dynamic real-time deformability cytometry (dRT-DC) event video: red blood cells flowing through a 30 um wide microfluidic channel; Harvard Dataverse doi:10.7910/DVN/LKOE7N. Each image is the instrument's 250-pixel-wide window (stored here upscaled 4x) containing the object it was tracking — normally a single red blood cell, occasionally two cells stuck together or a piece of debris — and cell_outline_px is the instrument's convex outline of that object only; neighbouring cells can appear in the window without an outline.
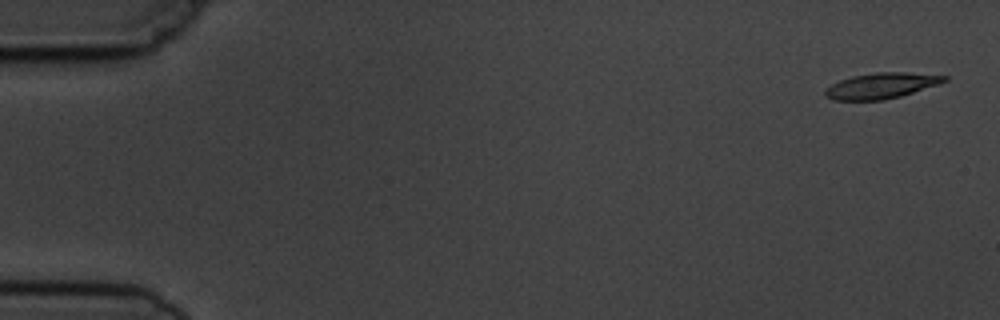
{"species": "common noctule bat (a hibernating species)", "species_latin": "Nyctalus noctula", "temperature_condition": "cold", "stored_images_in_passage": 4, "camera_frame_rate_fps": 3000, "um_per_image_px": 0.085, "animal": {"sex": "male", "body_mass_g": 19.5, "forearm_length_mm": 54.6}, "frame": {"image": 1, "passage_image": 1, "time_ms": 0.0, "image_size_px": [1000, 320], "cell_outline_px": [[948, 80], [940, 84], [900, 96], [884, 100], [832, 100], [824, 96], [824, 92], [832, 84], [840, 80], [852, 76], [876, 72], [908, 72], [948, 76]], "centroid_in_image_um": [74.93, 7.28], "position_along_channel_um": 10.1, "area_um2": 17.86}}